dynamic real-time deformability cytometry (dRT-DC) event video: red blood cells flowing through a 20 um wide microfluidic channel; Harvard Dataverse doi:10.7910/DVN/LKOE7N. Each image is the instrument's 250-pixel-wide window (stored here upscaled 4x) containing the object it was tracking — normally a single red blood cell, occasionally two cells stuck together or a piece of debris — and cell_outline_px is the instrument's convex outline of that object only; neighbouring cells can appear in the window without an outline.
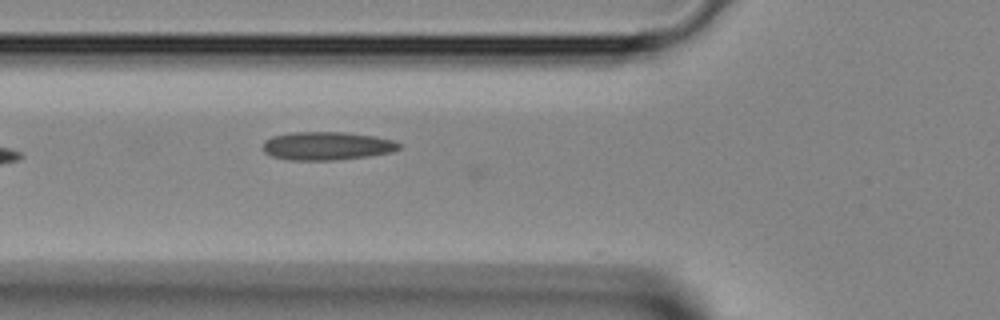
{"species": "Egyptian fruit bat (a non-hibernating species)", "species_latin": "Rousettus aegyptiacus", "temperature_condition": "room temperature", "stored_images_in_passage": 23, "camera_frame_rate_fps": 3000, "um_per_image_px": 0.085, "animal": {"sex": "female"}, "frame": {"image": 1, "passage_image": 7, "time_ms": 2.0, "image_size_px": [1000, 320], "cell_outline_px": [[400, 148], [392, 152], [368, 156], [332, 160], [288, 160], [272, 156], [264, 152], [264, 140], [272, 136], [292, 132], [344, 132], [376, 136], [396, 140], [400, 144]], "centroid_in_image_um": [27.8, 12.39], "position_along_channel_um": 98.0, "area_um2": 22.54}}